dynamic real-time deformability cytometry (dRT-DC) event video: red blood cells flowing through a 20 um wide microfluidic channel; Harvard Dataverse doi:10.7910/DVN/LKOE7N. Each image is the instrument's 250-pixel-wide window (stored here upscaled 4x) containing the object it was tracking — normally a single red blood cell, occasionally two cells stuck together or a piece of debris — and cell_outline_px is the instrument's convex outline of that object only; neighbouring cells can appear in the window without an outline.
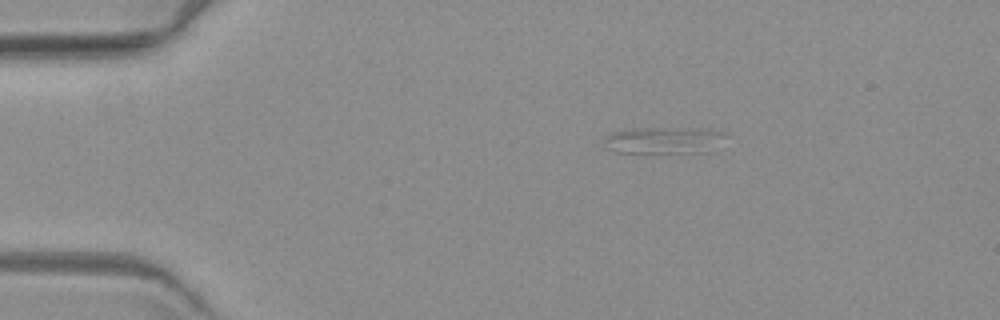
{"species": "common noctule bat (a hibernating species)", "species_latin": "Nyctalus noctula", "temperature_condition": "warm", "stored_images_in_passage": 5, "camera_frame_rate_fps": 3000, "um_per_image_px": 0.085, "animal": {"sex": "female", "body_mass_g": 19.3, "forearm_length_mm": 54.1}, "frame": {"image": 1, "passage_image": 1, "time_ms": 0.0, "image_size_px": [1000, 320], "cell_outline_px": [[724, 132], [712, 152], [616, 152], [608, 148], [604, 140], [604, 136], [612, 132], [636, 128], [708, 128]], "centroid_in_image_um": [56.41, 11.91], "position_along_channel_um": 28.6, "area_um2": 18.67}}
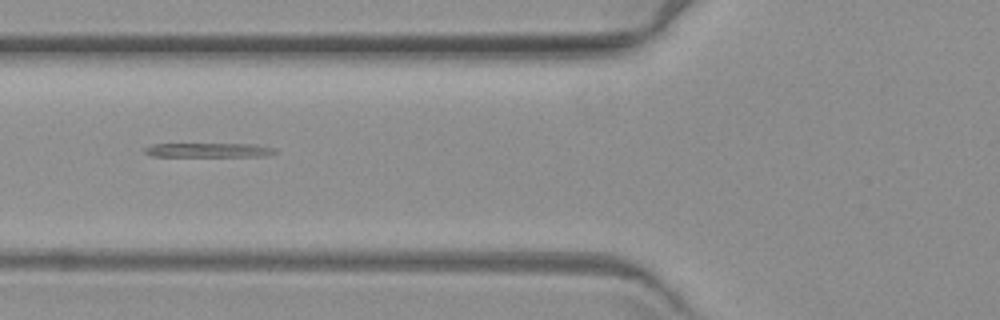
{"frame": {"image": 2, "passage_image": 4, "time_ms": 4.0, "image_size_px": [1000, 320], "cell_outline_px": [[276, 152], [264, 156], [152, 156], [144, 152], [144, 148], [152, 144], [256, 144], [276, 148]], "centroid_in_image_um": [17.75, 12.75], "position_along_channel_um": 108.1, "area_um2": 10.75}}
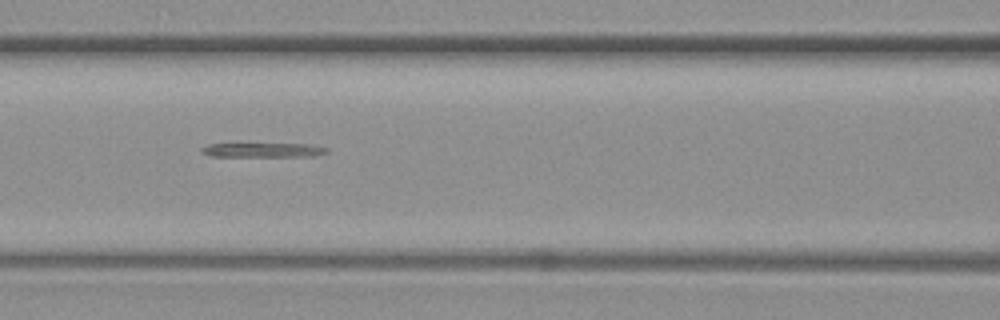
{"frame": {"image": 3, "passage_image": 5, "time_ms": 5.0, "image_size_px": [1000, 320], "cell_outline_px": [[328, 152], [316, 156], [212, 156], [200, 152], [200, 148], [208, 144], [312, 144], [328, 148]], "centroid_in_image_um": [22.39, 12.75], "position_along_channel_um": 144.2, "area_um2": 10.4}}